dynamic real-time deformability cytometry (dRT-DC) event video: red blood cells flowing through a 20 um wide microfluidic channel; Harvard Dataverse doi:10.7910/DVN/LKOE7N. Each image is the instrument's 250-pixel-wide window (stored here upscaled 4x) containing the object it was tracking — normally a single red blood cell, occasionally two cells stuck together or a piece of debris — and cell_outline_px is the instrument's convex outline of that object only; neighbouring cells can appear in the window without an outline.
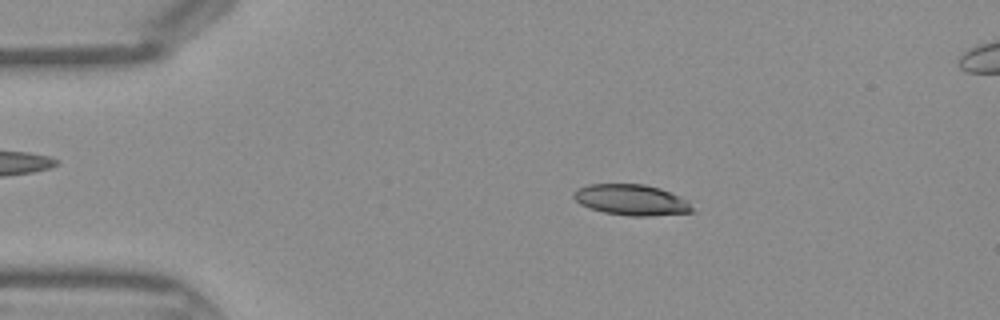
{"species": "Egyptian fruit bat (a non-hibernating species)", "species_latin": "Rousettus aegyptiacus", "temperature_condition": "warm", "stored_images_in_passage": 45, "segment_of_instrument_passage": [1, 2], "camera_frame_rate_fps": 3000, "um_per_image_px": 0.085, "frame": {"image": 1, "passage_image": 8, "time_ms": 2.333, "image_size_px": [1000, 320], "cell_outline_px": [[696, 212], [652, 216], [632, 216], [604, 212], [588, 208], [580, 204], [572, 196], [572, 192], [588, 184], [644, 184], [660, 188], [680, 196], [688, 200]], "centroid_in_image_um": [53.7, 16.99], "position_along_channel_um": 31.3, "area_um2": 21.5}}
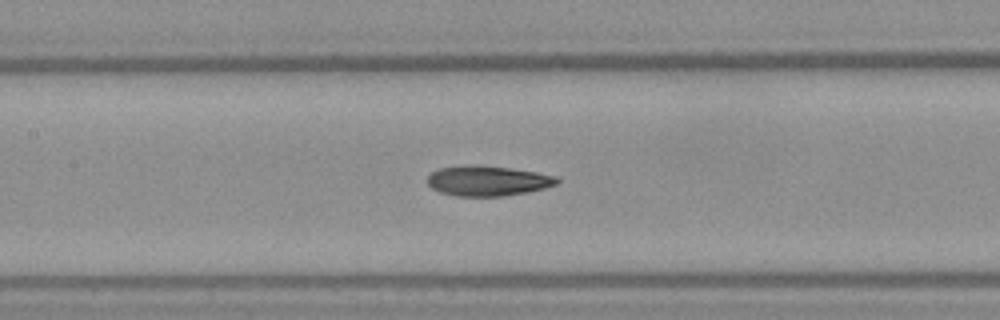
{"frame": {"image": 2, "passage_image": 20, "time_ms": 6.333, "image_size_px": [1000, 320], "cell_outline_px": [[560, 180], [556, 184], [544, 188], [528, 192], [504, 196], [456, 196], [440, 192], [432, 188], [428, 184], [428, 176], [432, 172], [440, 168], [508, 168], [536, 172], [556, 176]], "centroid_in_image_um": [41.51, 15.43], "position_along_channel_um": 165.9, "area_um2": 21.68}}
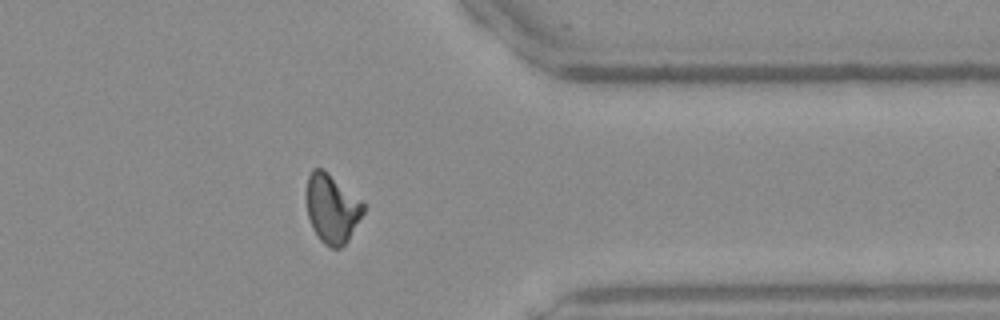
{"frame": {"image": 3, "passage_image": 35, "time_ms": 11.333, "image_size_px": [1000, 320], "cell_outline_px": [[368, 208], [348, 240], [340, 248], [332, 248], [324, 244], [320, 240], [312, 228], [308, 216], [308, 176], [312, 168], [324, 168], [368, 204]], "centroid_in_image_um": [28.29, 17.71], "position_along_channel_um": 383.1, "area_um2": 23.29}}